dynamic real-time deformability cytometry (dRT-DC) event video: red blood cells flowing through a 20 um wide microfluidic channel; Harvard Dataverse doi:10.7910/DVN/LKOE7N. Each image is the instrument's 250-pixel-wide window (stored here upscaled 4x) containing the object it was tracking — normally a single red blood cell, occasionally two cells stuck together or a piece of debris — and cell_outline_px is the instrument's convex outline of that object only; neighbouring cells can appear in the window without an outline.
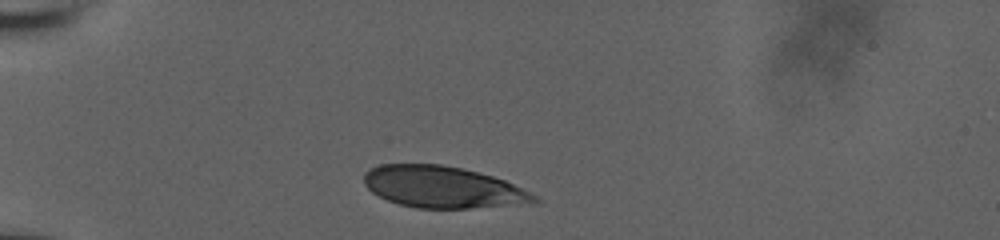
{"species": "human", "species_latin": "Homo sapiens", "temperature_condition": "room temperature", "stored_images_in_passage": 32, "camera_frame_rate_fps": 3000, "um_per_image_px": 0.085, "donor": {"sex": "male"}, "frame": {"image": 1, "passage_image": 1, "time_ms": 0.0, "image_size_px": [1000, 240], "cell_outline_px": [[540, 204], [468, 208], [416, 208], [400, 204], [388, 200], [372, 192], [364, 184], [364, 172], [368, 168], [380, 164], [440, 164], [460, 168], [492, 176], [504, 180], [536, 196], [540, 200]], "centroid_in_image_um": [37.65, 15.91], "position_along_channel_um": 47.4, "area_um2": 41.38}}
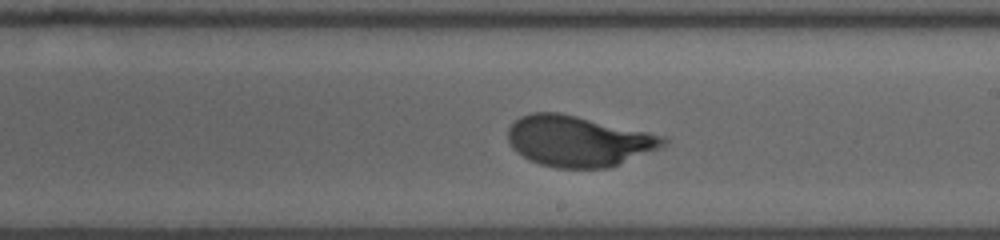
{"frame": {"image": 2, "passage_image": 19, "time_ms": 6.0, "image_size_px": [1000, 240], "cell_outline_px": [[668, 140], [660, 148], [620, 164], [608, 168], [556, 168], [540, 164], [516, 152], [512, 148], [508, 140], [508, 128], [520, 116], [532, 112], [560, 112], [648, 132], [664, 136]], "centroid_in_image_um": [49.15, 11.99], "position_along_channel_um": 239.8, "area_um2": 45.84}}
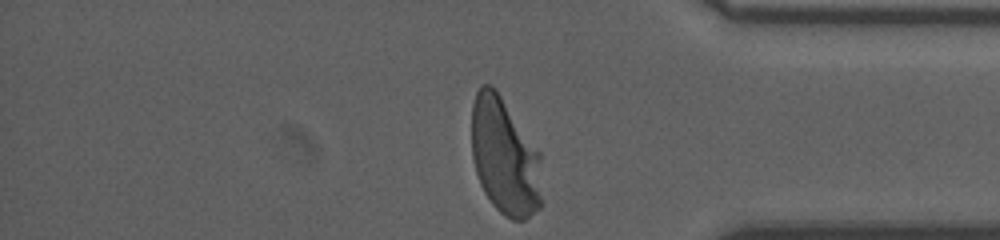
{"frame": {"image": 3, "passage_image": 32, "time_ms": 10.333, "image_size_px": [1000, 240], "cell_outline_px": [[544, 204], [540, 208], [524, 220], [512, 220], [504, 216], [492, 204], [484, 192], [480, 184], [476, 172], [472, 156], [472, 104], [476, 92], [480, 84], [492, 84], [496, 88], [540, 152]], "centroid_in_image_um": [42.93, 13.33], "position_along_channel_um": 392.3, "area_um2": 48.9}, "authors_computed_cell_mechanics": {"area_um2": 45.8643, "velocity_mm_per_s": 3.7973, "shape_relaxation_time_tau1_ms": 3.3084, "shape_relaxation_time_tau2_ms": null, "deformation_change_tau1": 0.1688, "deformation_change_tau2": null}}